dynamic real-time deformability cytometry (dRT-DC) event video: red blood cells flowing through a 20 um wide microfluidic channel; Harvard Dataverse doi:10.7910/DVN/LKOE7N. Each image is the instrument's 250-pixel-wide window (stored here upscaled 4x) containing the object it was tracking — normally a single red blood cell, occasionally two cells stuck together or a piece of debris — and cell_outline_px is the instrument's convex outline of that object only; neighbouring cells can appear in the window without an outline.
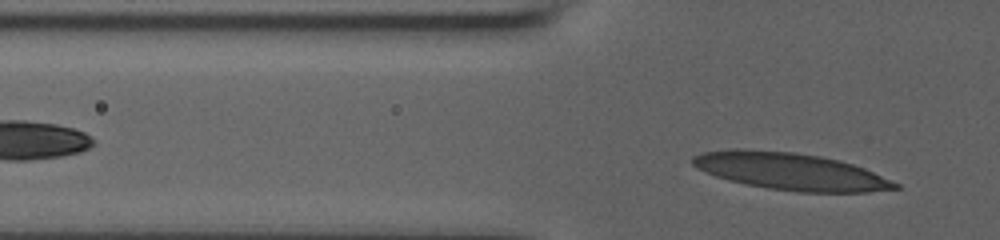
{"species": "human", "species_latin": "Homo sapiens", "temperature_condition": "room temperature", "stored_images_in_passage": 7, "segment_of_instrument_passage": [2, 2], "camera_frame_rate_fps": 3000, "um_per_image_px": 0.085, "donor": {"sex": "male"}, "frame": {"image": 1, "passage_image": 7, "time_ms": 2.0, "image_size_px": [1000, 240], "cell_outline_px": [[900, 188], [868, 192], [800, 192], [768, 188], [728, 180], [716, 176], [696, 168], [692, 164], [692, 156], [700, 152], [728, 148], [744, 148], [796, 152], [820, 156], [840, 160], [864, 168], [892, 180], [900, 184]], "centroid_in_image_um": [67.16, 14.55], "position_along_channel_um": 58.6, "area_um2": 44.04}}